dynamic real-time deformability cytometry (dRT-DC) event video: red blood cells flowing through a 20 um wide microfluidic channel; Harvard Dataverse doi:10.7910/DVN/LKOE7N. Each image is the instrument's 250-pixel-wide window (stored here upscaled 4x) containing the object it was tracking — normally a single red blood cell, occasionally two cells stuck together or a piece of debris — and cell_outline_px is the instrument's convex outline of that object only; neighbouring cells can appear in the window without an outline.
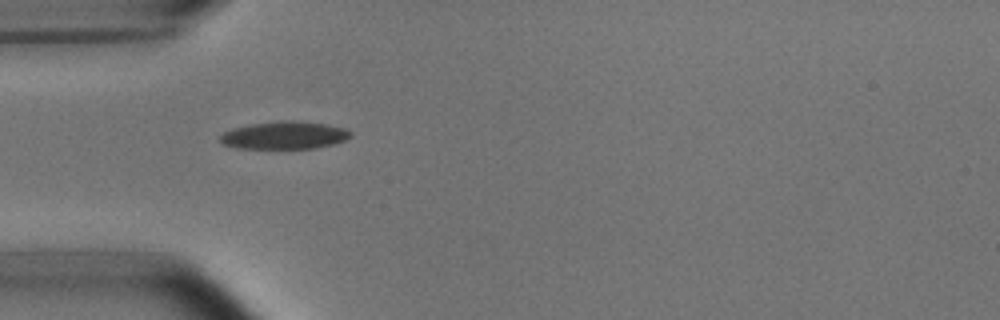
{"species": "common noctule bat (a hibernating species)", "species_latin": "Nyctalus noctula", "temperature_condition": "room temperature", "stored_images_in_passage": 38, "camera_frame_rate_fps": 3000, "um_per_image_px": 0.085, "animal": {"sex": "male", "body_mass_g": 15.6}, "frame": {"image": 1, "passage_image": 1, "time_ms": 0.0, "image_size_px": [1000, 320], "cell_outline_px": [[352, 136], [344, 140], [332, 144], [316, 148], [240, 148], [224, 144], [220, 140], [220, 136], [224, 132], [232, 128], [252, 124], [284, 120], [292, 120], [324, 124], [348, 128], [352, 132]], "centroid_in_image_um": [24.21, 11.49], "position_along_channel_um": 60.8, "area_um2": 20.87}}
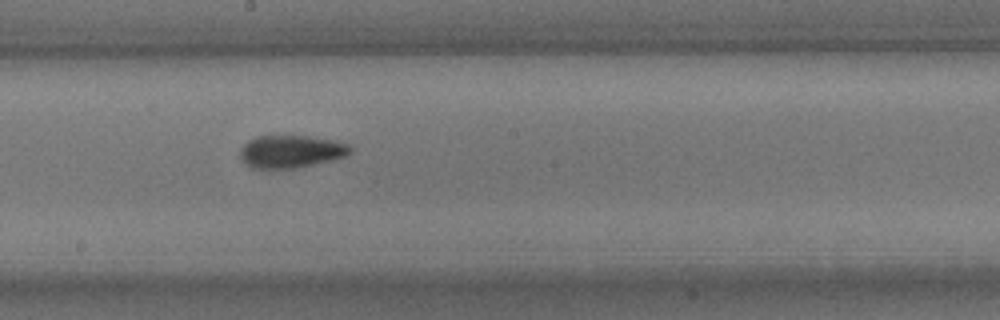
{"frame": {"image": 2, "passage_image": 14, "time_ms": 4.333, "image_size_px": [1000, 320], "cell_outline_px": [[352, 152], [344, 156], [332, 160], [296, 168], [252, 168], [244, 164], [240, 156], [240, 148], [248, 140], [256, 136], [308, 136], [332, 140], [352, 144]], "centroid_in_image_um": [24.73, 12.87], "position_along_channel_um": 223.5, "area_um2": 21.04}}
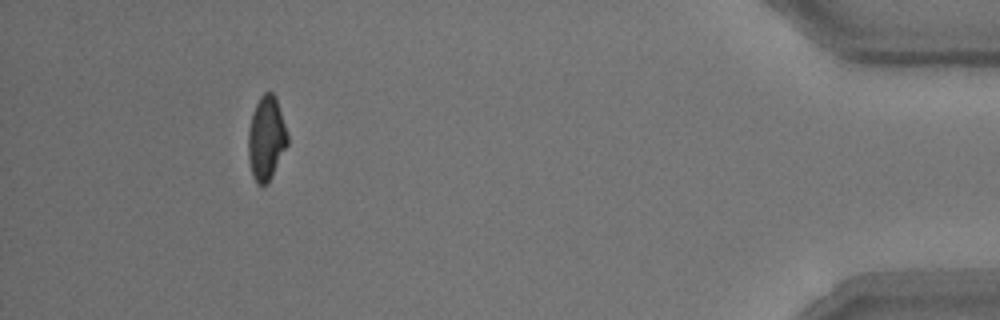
{"frame": {"image": 3, "passage_image": 34, "time_ms": 11.0, "image_size_px": [1000, 320], "cell_outline_px": [[288, 144], [272, 176], [264, 184], [256, 184], [252, 176], [248, 156], [248, 132], [252, 112], [260, 96], [264, 92], [272, 92], [276, 96], [288, 132]], "centroid_in_image_um": [22.64, 11.72], "position_along_channel_um": 412.6, "area_um2": 19.36}, "authors_computed_cell_mechanics": {"area_um2": 20.23, "velocity_mm_per_s": 3.7673, "shape_relaxation_time_tau1_ms": 3.7499, "shape_relaxation_time_tau2_ms": 1.8334, "deformation_change_tau1": 0.1453, "deformation_change_tau2": 0.0829}}